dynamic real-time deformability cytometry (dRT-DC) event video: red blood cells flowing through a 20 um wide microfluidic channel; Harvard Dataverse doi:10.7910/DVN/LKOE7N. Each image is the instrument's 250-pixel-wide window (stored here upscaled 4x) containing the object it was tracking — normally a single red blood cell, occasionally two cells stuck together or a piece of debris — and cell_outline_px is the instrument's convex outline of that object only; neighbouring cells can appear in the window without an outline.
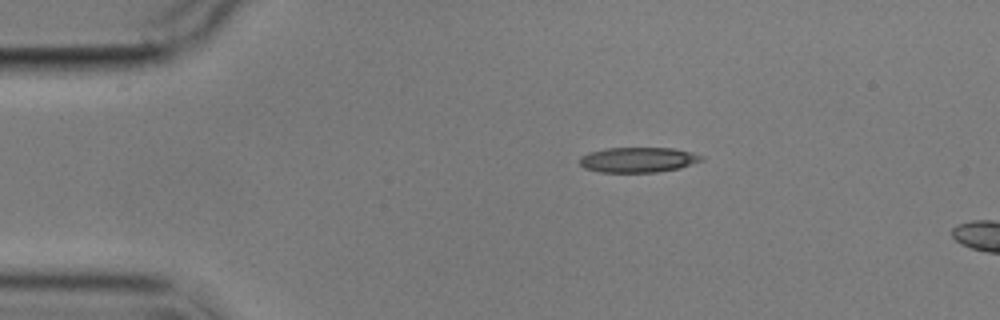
{"species": "common noctule bat (a hibernating species)", "species_latin": "Nyctalus noctula", "temperature_condition": "cold", "stored_images_in_passage": 3, "camera_frame_rate_fps": 3000, "um_per_image_px": 0.085, "animal": {"sex": "male", "body_mass_g": 17.9}, "frame": {"image": 1, "passage_image": 1, "time_ms": 0.0, "image_size_px": [1000, 320], "cell_outline_px": [[704, 160], [680, 168], [656, 172], [600, 172], [584, 168], [580, 164], [580, 156], [588, 152], [604, 148], [672, 148], [692, 152], [704, 156]], "centroid_in_image_um": [54.24, 13.58], "position_along_channel_um": 30.8, "area_um2": 17.98}}